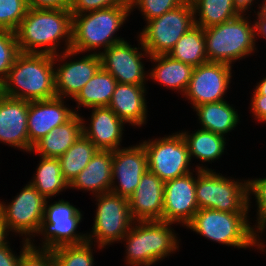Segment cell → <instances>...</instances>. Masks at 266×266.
Returning a JSON list of instances; mask_svg holds the SVG:
<instances>
[{
	"label": "cell",
	"mask_w": 266,
	"mask_h": 266,
	"mask_svg": "<svg viewBox=\"0 0 266 266\" xmlns=\"http://www.w3.org/2000/svg\"><path fill=\"white\" fill-rule=\"evenodd\" d=\"M62 53L51 55L20 52L2 83L3 95L26 101L56 97L54 68L56 60L63 61L79 54L71 49Z\"/></svg>",
	"instance_id": "1"
},
{
	"label": "cell",
	"mask_w": 266,
	"mask_h": 266,
	"mask_svg": "<svg viewBox=\"0 0 266 266\" xmlns=\"http://www.w3.org/2000/svg\"><path fill=\"white\" fill-rule=\"evenodd\" d=\"M15 34L19 51L23 53L57 55L56 50L63 39L66 46L63 51L70 50L72 43L70 9L29 8Z\"/></svg>",
	"instance_id": "2"
},
{
	"label": "cell",
	"mask_w": 266,
	"mask_h": 266,
	"mask_svg": "<svg viewBox=\"0 0 266 266\" xmlns=\"http://www.w3.org/2000/svg\"><path fill=\"white\" fill-rule=\"evenodd\" d=\"M130 6H115L82 14L72 15L71 50L77 53L104 50L123 41L113 36L131 13ZM95 49V50H94Z\"/></svg>",
	"instance_id": "3"
},
{
	"label": "cell",
	"mask_w": 266,
	"mask_h": 266,
	"mask_svg": "<svg viewBox=\"0 0 266 266\" xmlns=\"http://www.w3.org/2000/svg\"><path fill=\"white\" fill-rule=\"evenodd\" d=\"M247 215L248 213L199 209L185 227L219 244L237 248L257 246L264 251V244L257 235L261 231L251 227Z\"/></svg>",
	"instance_id": "4"
},
{
	"label": "cell",
	"mask_w": 266,
	"mask_h": 266,
	"mask_svg": "<svg viewBox=\"0 0 266 266\" xmlns=\"http://www.w3.org/2000/svg\"><path fill=\"white\" fill-rule=\"evenodd\" d=\"M244 16L204 29L208 62L231 65L256 50L255 22L251 25Z\"/></svg>",
	"instance_id": "5"
},
{
	"label": "cell",
	"mask_w": 266,
	"mask_h": 266,
	"mask_svg": "<svg viewBox=\"0 0 266 266\" xmlns=\"http://www.w3.org/2000/svg\"><path fill=\"white\" fill-rule=\"evenodd\" d=\"M196 200L199 209L230 213H248L250 198L248 180L244 183L217 174L209 168H196Z\"/></svg>",
	"instance_id": "6"
},
{
	"label": "cell",
	"mask_w": 266,
	"mask_h": 266,
	"mask_svg": "<svg viewBox=\"0 0 266 266\" xmlns=\"http://www.w3.org/2000/svg\"><path fill=\"white\" fill-rule=\"evenodd\" d=\"M194 26V8L192 2L186 0L177 8L147 21L138 36L150 56L164 55Z\"/></svg>",
	"instance_id": "7"
},
{
	"label": "cell",
	"mask_w": 266,
	"mask_h": 266,
	"mask_svg": "<svg viewBox=\"0 0 266 266\" xmlns=\"http://www.w3.org/2000/svg\"><path fill=\"white\" fill-rule=\"evenodd\" d=\"M97 199L96 216L87 241L98 245L99 249L115 241H122L135 222L130 213L128 198L105 193L95 196Z\"/></svg>",
	"instance_id": "8"
},
{
	"label": "cell",
	"mask_w": 266,
	"mask_h": 266,
	"mask_svg": "<svg viewBox=\"0 0 266 266\" xmlns=\"http://www.w3.org/2000/svg\"><path fill=\"white\" fill-rule=\"evenodd\" d=\"M148 141L142 143L147 153L148 171L163 182L190 173L188 146L181 132Z\"/></svg>",
	"instance_id": "9"
},
{
	"label": "cell",
	"mask_w": 266,
	"mask_h": 266,
	"mask_svg": "<svg viewBox=\"0 0 266 266\" xmlns=\"http://www.w3.org/2000/svg\"><path fill=\"white\" fill-rule=\"evenodd\" d=\"M53 203H45L44 216L38 231L39 235L41 233L44 236L41 248L52 250L59 246L86 242L87 234L76 233L82 219L81 211L63 199Z\"/></svg>",
	"instance_id": "10"
},
{
	"label": "cell",
	"mask_w": 266,
	"mask_h": 266,
	"mask_svg": "<svg viewBox=\"0 0 266 266\" xmlns=\"http://www.w3.org/2000/svg\"><path fill=\"white\" fill-rule=\"evenodd\" d=\"M16 196L9 205L0 202V216L9 231L25 234L31 243L30 235L35 237L41 227L47 199L29 182Z\"/></svg>",
	"instance_id": "11"
},
{
	"label": "cell",
	"mask_w": 266,
	"mask_h": 266,
	"mask_svg": "<svg viewBox=\"0 0 266 266\" xmlns=\"http://www.w3.org/2000/svg\"><path fill=\"white\" fill-rule=\"evenodd\" d=\"M138 41L141 44V51H144L145 54L138 51L139 47H132L125 40L98 52L101 58V67L109 72L118 83L144 86L145 80L148 79L141 60L144 56L150 57V54L143 47L140 37Z\"/></svg>",
	"instance_id": "12"
},
{
	"label": "cell",
	"mask_w": 266,
	"mask_h": 266,
	"mask_svg": "<svg viewBox=\"0 0 266 266\" xmlns=\"http://www.w3.org/2000/svg\"><path fill=\"white\" fill-rule=\"evenodd\" d=\"M232 65L207 62L196 66L193 70L189 86L184 94L194 107L204 103L224 100L230 79Z\"/></svg>",
	"instance_id": "13"
},
{
	"label": "cell",
	"mask_w": 266,
	"mask_h": 266,
	"mask_svg": "<svg viewBox=\"0 0 266 266\" xmlns=\"http://www.w3.org/2000/svg\"><path fill=\"white\" fill-rule=\"evenodd\" d=\"M148 170L147 153L142 143L113 151L110 193L129 198ZM117 179L118 185H115Z\"/></svg>",
	"instance_id": "14"
},
{
	"label": "cell",
	"mask_w": 266,
	"mask_h": 266,
	"mask_svg": "<svg viewBox=\"0 0 266 266\" xmlns=\"http://www.w3.org/2000/svg\"><path fill=\"white\" fill-rule=\"evenodd\" d=\"M196 177L190 172L165 182L162 220L186 226L199 210Z\"/></svg>",
	"instance_id": "15"
},
{
	"label": "cell",
	"mask_w": 266,
	"mask_h": 266,
	"mask_svg": "<svg viewBox=\"0 0 266 266\" xmlns=\"http://www.w3.org/2000/svg\"><path fill=\"white\" fill-rule=\"evenodd\" d=\"M64 98L28 101L27 128L29 143L33 146L55 127L67 122L76 110L64 105Z\"/></svg>",
	"instance_id": "16"
},
{
	"label": "cell",
	"mask_w": 266,
	"mask_h": 266,
	"mask_svg": "<svg viewBox=\"0 0 266 266\" xmlns=\"http://www.w3.org/2000/svg\"><path fill=\"white\" fill-rule=\"evenodd\" d=\"M28 101L2 95L0 98V141L11 147L32 150L29 143Z\"/></svg>",
	"instance_id": "17"
},
{
	"label": "cell",
	"mask_w": 266,
	"mask_h": 266,
	"mask_svg": "<svg viewBox=\"0 0 266 266\" xmlns=\"http://www.w3.org/2000/svg\"><path fill=\"white\" fill-rule=\"evenodd\" d=\"M163 182L156 174L146 171L134 193L128 198L133 220H162L164 202Z\"/></svg>",
	"instance_id": "18"
},
{
	"label": "cell",
	"mask_w": 266,
	"mask_h": 266,
	"mask_svg": "<svg viewBox=\"0 0 266 266\" xmlns=\"http://www.w3.org/2000/svg\"><path fill=\"white\" fill-rule=\"evenodd\" d=\"M57 68V70H56ZM55 68V91L57 97H72L101 68V58L96 52L81 57L76 61H67Z\"/></svg>",
	"instance_id": "19"
},
{
	"label": "cell",
	"mask_w": 266,
	"mask_h": 266,
	"mask_svg": "<svg viewBox=\"0 0 266 266\" xmlns=\"http://www.w3.org/2000/svg\"><path fill=\"white\" fill-rule=\"evenodd\" d=\"M88 127L83 119V134L98 150H116L121 146L125 122L109 107H93Z\"/></svg>",
	"instance_id": "20"
},
{
	"label": "cell",
	"mask_w": 266,
	"mask_h": 266,
	"mask_svg": "<svg viewBox=\"0 0 266 266\" xmlns=\"http://www.w3.org/2000/svg\"><path fill=\"white\" fill-rule=\"evenodd\" d=\"M144 93L145 86L117 83L108 107L125 123L140 127L147 119Z\"/></svg>",
	"instance_id": "21"
},
{
	"label": "cell",
	"mask_w": 266,
	"mask_h": 266,
	"mask_svg": "<svg viewBox=\"0 0 266 266\" xmlns=\"http://www.w3.org/2000/svg\"><path fill=\"white\" fill-rule=\"evenodd\" d=\"M112 159V150H97L85 168L69 184V188L92 191L95 196L109 193L112 184Z\"/></svg>",
	"instance_id": "22"
},
{
	"label": "cell",
	"mask_w": 266,
	"mask_h": 266,
	"mask_svg": "<svg viewBox=\"0 0 266 266\" xmlns=\"http://www.w3.org/2000/svg\"><path fill=\"white\" fill-rule=\"evenodd\" d=\"M83 118L75 113L67 122L55 127L38 142L31 152L40 157L59 158L63 155L83 133Z\"/></svg>",
	"instance_id": "23"
},
{
	"label": "cell",
	"mask_w": 266,
	"mask_h": 266,
	"mask_svg": "<svg viewBox=\"0 0 266 266\" xmlns=\"http://www.w3.org/2000/svg\"><path fill=\"white\" fill-rule=\"evenodd\" d=\"M172 224L163 220L145 221L146 266L178 250V237L171 229Z\"/></svg>",
	"instance_id": "24"
},
{
	"label": "cell",
	"mask_w": 266,
	"mask_h": 266,
	"mask_svg": "<svg viewBox=\"0 0 266 266\" xmlns=\"http://www.w3.org/2000/svg\"><path fill=\"white\" fill-rule=\"evenodd\" d=\"M149 58L156 64L155 68H152L148 74L149 77L170 89L172 88V90L176 89V91L183 92L182 95L184 96L195 67L173 59L167 54L150 56Z\"/></svg>",
	"instance_id": "25"
},
{
	"label": "cell",
	"mask_w": 266,
	"mask_h": 266,
	"mask_svg": "<svg viewBox=\"0 0 266 266\" xmlns=\"http://www.w3.org/2000/svg\"><path fill=\"white\" fill-rule=\"evenodd\" d=\"M203 130L225 135L239 122L238 112L226 100L204 103L194 107Z\"/></svg>",
	"instance_id": "26"
},
{
	"label": "cell",
	"mask_w": 266,
	"mask_h": 266,
	"mask_svg": "<svg viewBox=\"0 0 266 266\" xmlns=\"http://www.w3.org/2000/svg\"><path fill=\"white\" fill-rule=\"evenodd\" d=\"M116 79L102 67L73 98L78 107H108L117 85Z\"/></svg>",
	"instance_id": "27"
},
{
	"label": "cell",
	"mask_w": 266,
	"mask_h": 266,
	"mask_svg": "<svg viewBox=\"0 0 266 266\" xmlns=\"http://www.w3.org/2000/svg\"><path fill=\"white\" fill-rule=\"evenodd\" d=\"M167 55L193 67L207 63L204 29L197 25L192 27Z\"/></svg>",
	"instance_id": "28"
},
{
	"label": "cell",
	"mask_w": 266,
	"mask_h": 266,
	"mask_svg": "<svg viewBox=\"0 0 266 266\" xmlns=\"http://www.w3.org/2000/svg\"><path fill=\"white\" fill-rule=\"evenodd\" d=\"M181 134L187 143L190 160L195 156L202 162H210L219 159L224 153L226 137L223 135L203 129L193 134L187 132Z\"/></svg>",
	"instance_id": "29"
},
{
	"label": "cell",
	"mask_w": 266,
	"mask_h": 266,
	"mask_svg": "<svg viewBox=\"0 0 266 266\" xmlns=\"http://www.w3.org/2000/svg\"><path fill=\"white\" fill-rule=\"evenodd\" d=\"M32 182L39 193L46 199L57 195L64 189L69 188L68 182L63 178L58 158L41 157Z\"/></svg>",
	"instance_id": "30"
},
{
	"label": "cell",
	"mask_w": 266,
	"mask_h": 266,
	"mask_svg": "<svg viewBox=\"0 0 266 266\" xmlns=\"http://www.w3.org/2000/svg\"><path fill=\"white\" fill-rule=\"evenodd\" d=\"M97 150L96 146L82 133L75 143L58 158L63 178L68 184L85 168Z\"/></svg>",
	"instance_id": "31"
},
{
	"label": "cell",
	"mask_w": 266,
	"mask_h": 266,
	"mask_svg": "<svg viewBox=\"0 0 266 266\" xmlns=\"http://www.w3.org/2000/svg\"><path fill=\"white\" fill-rule=\"evenodd\" d=\"M194 8L195 25L203 29L221 24L239 16L233 0H190ZM199 13V14H198Z\"/></svg>",
	"instance_id": "32"
},
{
	"label": "cell",
	"mask_w": 266,
	"mask_h": 266,
	"mask_svg": "<svg viewBox=\"0 0 266 266\" xmlns=\"http://www.w3.org/2000/svg\"><path fill=\"white\" fill-rule=\"evenodd\" d=\"M92 243L59 246L52 249L54 266H93Z\"/></svg>",
	"instance_id": "33"
},
{
	"label": "cell",
	"mask_w": 266,
	"mask_h": 266,
	"mask_svg": "<svg viewBox=\"0 0 266 266\" xmlns=\"http://www.w3.org/2000/svg\"><path fill=\"white\" fill-rule=\"evenodd\" d=\"M136 223L122 239L126 241V264L146 266L145 221Z\"/></svg>",
	"instance_id": "34"
},
{
	"label": "cell",
	"mask_w": 266,
	"mask_h": 266,
	"mask_svg": "<svg viewBox=\"0 0 266 266\" xmlns=\"http://www.w3.org/2000/svg\"><path fill=\"white\" fill-rule=\"evenodd\" d=\"M28 9L27 0H0V29L15 32Z\"/></svg>",
	"instance_id": "35"
},
{
	"label": "cell",
	"mask_w": 266,
	"mask_h": 266,
	"mask_svg": "<svg viewBox=\"0 0 266 266\" xmlns=\"http://www.w3.org/2000/svg\"><path fill=\"white\" fill-rule=\"evenodd\" d=\"M20 53L14 31L0 29V81L3 83Z\"/></svg>",
	"instance_id": "36"
},
{
	"label": "cell",
	"mask_w": 266,
	"mask_h": 266,
	"mask_svg": "<svg viewBox=\"0 0 266 266\" xmlns=\"http://www.w3.org/2000/svg\"><path fill=\"white\" fill-rule=\"evenodd\" d=\"M186 0H130L131 10L138 7L145 21L152 20L177 8ZM135 7V8H134Z\"/></svg>",
	"instance_id": "37"
},
{
	"label": "cell",
	"mask_w": 266,
	"mask_h": 266,
	"mask_svg": "<svg viewBox=\"0 0 266 266\" xmlns=\"http://www.w3.org/2000/svg\"><path fill=\"white\" fill-rule=\"evenodd\" d=\"M248 193H250L249 196L251 193L252 195H255L256 204L258 206V218L256 220L258 222L255 224V227L261 231V236L262 232L266 229V177L262 179H248Z\"/></svg>",
	"instance_id": "38"
},
{
	"label": "cell",
	"mask_w": 266,
	"mask_h": 266,
	"mask_svg": "<svg viewBox=\"0 0 266 266\" xmlns=\"http://www.w3.org/2000/svg\"><path fill=\"white\" fill-rule=\"evenodd\" d=\"M37 248L33 243H30L21 253L18 266H54L52 250Z\"/></svg>",
	"instance_id": "39"
},
{
	"label": "cell",
	"mask_w": 266,
	"mask_h": 266,
	"mask_svg": "<svg viewBox=\"0 0 266 266\" xmlns=\"http://www.w3.org/2000/svg\"><path fill=\"white\" fill-rule=\"evenodd\" d=\"M115 6H130V2L128 0H72L70 12L72 15H77Z\"/></svg>",
	"instance_id": "40"
},
{
	"label": "cell",
	"mask_w": 266,
	"mask_h": 266,
	"mask_svg": "<svg viewBox=\"0 0 266 266\" xmlns=\"http://www.w3.org/2000/svg\"><path fill=\"white\" fill-rule=\"evenodd\" d=\"M30 245V242L23 241V248L21 249L20 255L15 256L12 253L8 243L0 247V266H18L21 253Z\"/></svg>",
	"instance_id": "41"
},
{
	"label": "cell",
	"mask_w": 266,
	"mask_h": 266,
	"mask_svg": "<svg viewBox=\"0 0 266 266\" xmlns=\"http://www.w3.org/2000/svg\"><path fill=\"white\" fill-rule=\"evenodd\" d=\"M72 0H27L29 8L70 9Z\"/></svg>",
	"instance_id": "42"
},
{
	"label": "cell",
	"mask_w": 266,
	"mask_h": 266,
	"mask_svg": "<svg viewBox=\"0 0 266 266\" xmlns=\"http://www.w3.org/2000/svg\"><path fill=\"white\" fill-rule=\"evenodd\" d=\"M251 112L256 120L266 122V95L259 94L256 90L252 94Z\"/></svg>",
	"instance_id": "43"
},
{
	"label": "cell",
	"mask_w": 266,
	"mask_h": 266,
	"mask_svg": "<svg viewBox=\"0 0 266 266\" xmlns=\"http://www.w3.org/2000/svg\"><path fill=\"white\" fill-rule=\"evenodd\" d=\"M259 9L257 11L258 20H255V32L257 36L260 34L261 37L266 38V0H264L261 7L259 6Z\"/></svg>",
	"instance_id": "44"
},
{
	"label": "cell",
	"mask_w": 266,
	"mask_h": 266,
	"mask_svg": "<svg viewBox=\"0 0 266 266\" xmlns=\"http://www.w3.org/2000/svg\"><path fill=\"white\" fill-rule=\"evenodd\" d=\"M253 1L254 0H233L234 9L239 15H245L243 12L246 10L248 11V8L253 4Z\"/></svg>",
	"instance_id": "45"
},
{
	"label": "cell",
	"mask_w": 266,
	"mask_h": 266,
	"mask_svg": "<svg viewBox=\"0 0 266 266\" xmlns=\"http://www.w3.org/2000/svg\"><path fill=\"white\" fill-rule=\"evenodd\" d=\"M7 232H9L8 227L4 223L3 218L0 216V247L9 243L6 240Z\"/></svg>",
	"instance_id": "46"
},
{
	"label": "cell",
	"mask_w": 266,
	"mask_h": 266,
	"mask_svg": "<svg viewBox=\"0 0 266 266\" xmlns=\"http://www.w3.org/2000/svg\"><path fill=\"white\" fill-rule=\"evenodd\" d=\"M255 90L261 95H266V77H264L260 82H258Z\"/></svg>",
	"instance_id": "47"
},
{
	"label": "cell",
	"mask_w": 266,
	"mask_h": 266,
	"mask_svg": "<svg viewBox=\"0 0 266 266\" xmlns=\"http://www.w3.org/2000/svg\"><path fill=\"white\" fill-rule=\"evenodd\" d=\"M2 95H3V84L0 81V98H1Z\"/></svg>",
	"instance_id": "48"
}]
</instances>
